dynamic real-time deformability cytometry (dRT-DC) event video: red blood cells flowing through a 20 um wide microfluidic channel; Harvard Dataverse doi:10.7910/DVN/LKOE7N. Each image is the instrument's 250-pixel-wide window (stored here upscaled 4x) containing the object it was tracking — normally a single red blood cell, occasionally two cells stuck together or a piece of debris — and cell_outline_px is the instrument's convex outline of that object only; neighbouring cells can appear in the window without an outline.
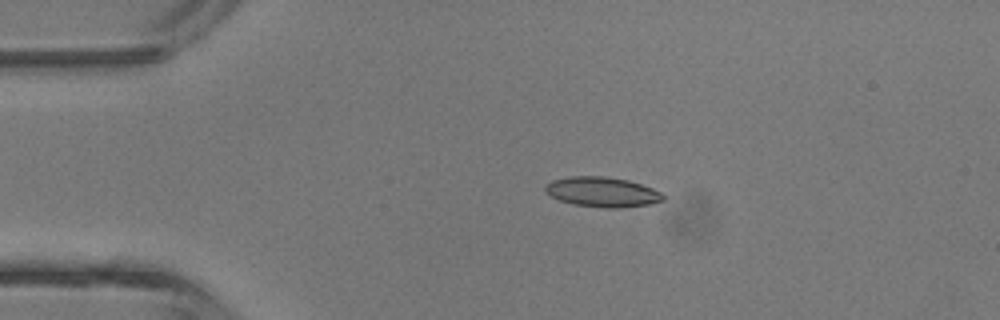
{"species": "common noctule bat (a hibernating species)", "species_latin": "Nyctalus noctula", "temperature_condition": "room temperature", "stored_images_in_passage": 2, "camera_frame_rate_fps": 3000, "um_per_image_px": 0.085, "animal": {"sex": "male", "body_mass_g": 13.3}, "frame": {"image": 1, "passage_image": 1, "time_ms": 0.0, "image_size_px": [1000, 320], "cell_outline_px": [[664, 200], [652, 204], [620, 208], [604, 208], [572, 204], [560, 200], [552, 196], [544, 188], [552, 180], [568, 176], [604, 176], [628, 180], [652, 188], [660, 192], [664, 196]], "centroid_in_image_um": [51.22, 16.32], "position_along_channel_um": 33.8, "area_um2": 20.52}}